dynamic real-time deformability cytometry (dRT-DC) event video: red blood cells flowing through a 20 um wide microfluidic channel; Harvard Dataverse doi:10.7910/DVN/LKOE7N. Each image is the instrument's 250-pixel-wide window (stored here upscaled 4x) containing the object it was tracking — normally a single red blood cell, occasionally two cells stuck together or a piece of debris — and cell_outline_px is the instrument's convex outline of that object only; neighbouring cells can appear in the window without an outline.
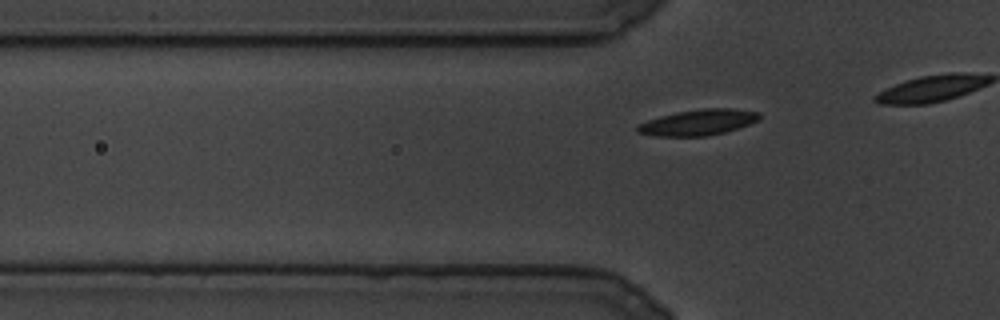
{"species": "common noctule bat (a hibernating species)", "species_latin": "Nyctalus noctula", "temperature_condition": "cold", "stored_images_in_passage": 20, "camera_frame_rate_fps": 3000, "um_per_image_px": 0.085, "animal": {"sex": "male", "body_mass_g": 19.5, "forearm_length_mm": 54.6}, "frame": {"image": 1, "passage_image": 9, "time_ms": 2.667, "image_size_px": [1000, 320], "cell_outline_px": [[760, 120], [724, 132], [708, 136], [656, 136], [636, 132], [636, 124], [660, 116], [676, 112], [700, 108], [732, 108], [760, 112]], "centroid_in_image_um": [59.33, 10.39], "position_along_channel_um": 66.5, "area_um2": 18.44}}
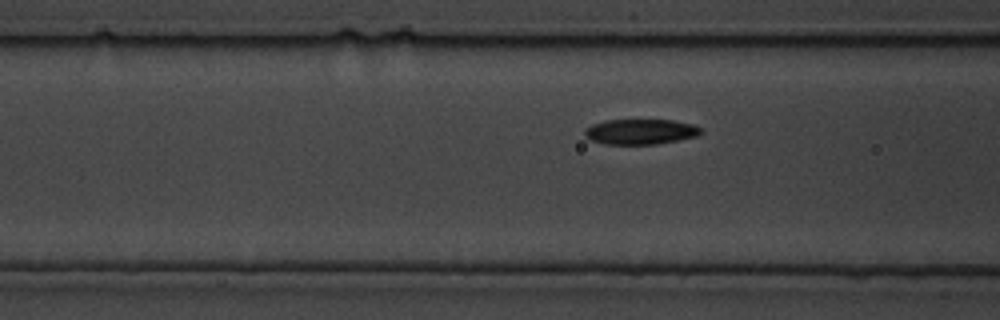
{"frame": {"image": 2, "passage_image": 17, "time_ms": 5.333, "image_size_px": [1000, 320], "cell_outline_px": [[704, 132], [700, 136], [656, 144], [604, 144], [588, 140], [584, 136], [584, 128], [592, 124], [604, 120], [672, 120], [692, 124], [700, 128]], "centroid_in_image_um": [54.41, 11.2], "position_along_channel_um": 112.2, "area_um2": 17.4}}